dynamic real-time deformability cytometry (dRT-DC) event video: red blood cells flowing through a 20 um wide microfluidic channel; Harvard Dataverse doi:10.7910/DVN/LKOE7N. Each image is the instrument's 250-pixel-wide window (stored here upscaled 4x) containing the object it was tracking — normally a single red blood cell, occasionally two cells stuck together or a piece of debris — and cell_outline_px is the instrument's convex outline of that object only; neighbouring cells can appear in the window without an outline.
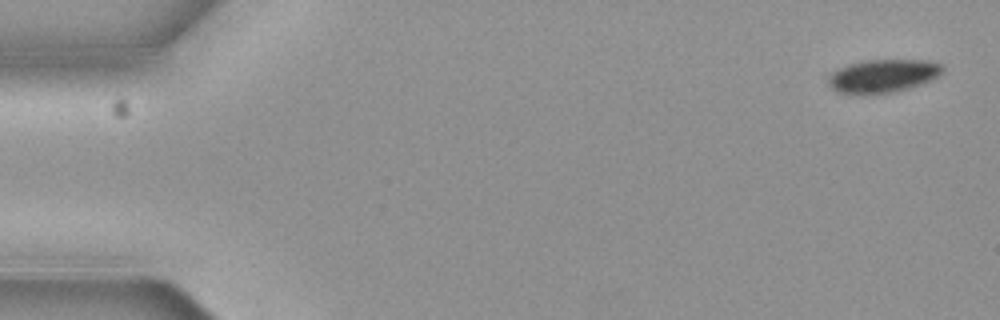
{"species": "common noctule bat (a hibernating species)", "species_latin": "Nyctalus noctula", "temperature_condition": "cold", "stored_images_in_passage": 6, "camera_frame_rate_fps": 3000, "um_per_image_px": 0.085, "animal": {"sex": "female", "body_mass_g": 19.3, "forearm_length_mm": 54.1}, "frame": {"image": 1, "passage_image": 1, "time_ms": 0.0, "image_size_px": [1000, 320], "cell_outline_px": [[944, 72], [940, 76], [932, 80], [896, 92], [836, 92], [828, 84], [828, 72], [848, 64], [864, 60], [928, 60], [944, 64]], "centroid_in_image_um": [75.09, 6.41], "position_along_channel_um": 9.9, "area_um2": 22.08}}
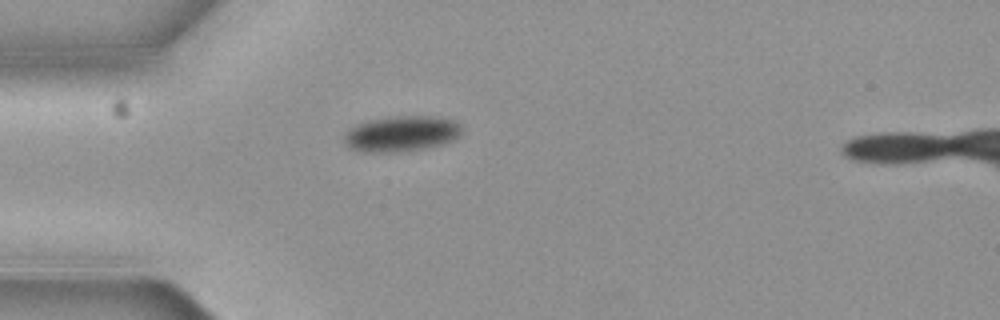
{"frame": {"image": 2, "passage_image": 5, "time_ms": 1.333, "image_size_px": [1000, 320], "cell_outline_px": [[460, 132], [452, 140], [440, 144], [424, 148], [396, 152], [360, 152], [348, 148], [344, 144], [344, 136], [356, 124], [368, 120], [388, 116], [436, 116], [456, 120], [460, 124]], "centroid_in_image_um": [34.08, 11.36], "position_along_channel_um": 50.9, "area_um2": 24.45}}